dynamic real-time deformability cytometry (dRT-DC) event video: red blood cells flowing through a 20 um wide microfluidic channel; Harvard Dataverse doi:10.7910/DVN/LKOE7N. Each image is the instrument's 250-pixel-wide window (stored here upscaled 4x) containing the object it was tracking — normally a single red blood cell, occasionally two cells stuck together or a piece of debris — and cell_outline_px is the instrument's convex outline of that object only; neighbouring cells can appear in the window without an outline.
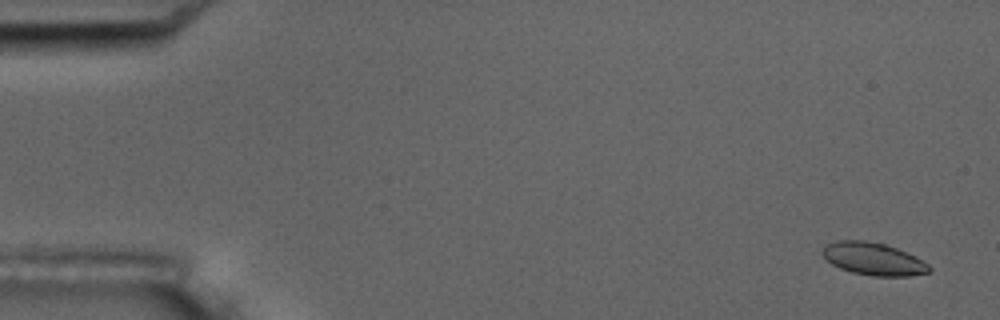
{"species": "common noctule bat (a hibernating species)", "species_latin": "Nyctalus noctula", "temperature_condition": "room temperature", "stored_images_in_passage": 6, "camera_frame_rate_fps": 3000, "um_per_image_px": 0.085, "animal": {"sex": "male", "body_mass_g": 17.5, "forearm_length_mm": 52.3}, "frame": {"image": 1, "passage_image": 1, "time_ms": 0.0, "image_size_px": [1000, 320], "cell_outline_px": [[932, 272], [908, 276], [872, 276], [852, 272], [840, 268], [832, 264], [820, 252], [824, 244], [836, 240], [864, 240], [884, 244], [896, 248], [928, 264], [932, 268]], "centroid_in_image_um": [74.19, 22.0], "position_along_channel_um": 10.8, "area_um2": 20.17}}